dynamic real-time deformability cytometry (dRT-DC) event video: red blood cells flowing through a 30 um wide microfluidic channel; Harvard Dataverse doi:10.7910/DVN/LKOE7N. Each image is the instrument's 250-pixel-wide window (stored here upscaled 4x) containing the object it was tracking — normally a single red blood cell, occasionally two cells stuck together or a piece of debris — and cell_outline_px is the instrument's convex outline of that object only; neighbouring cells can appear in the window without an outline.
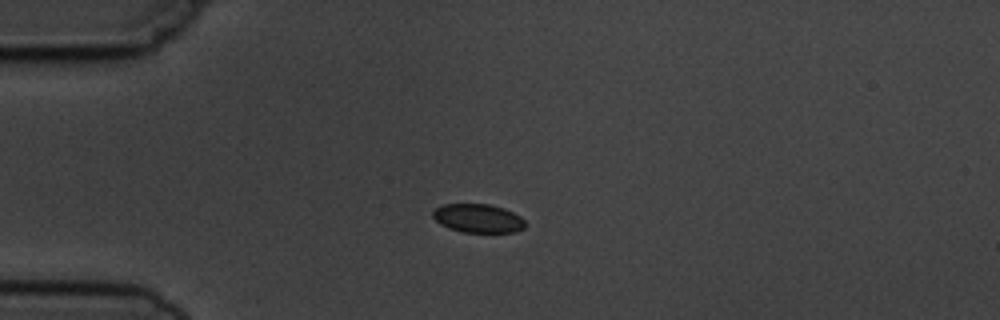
{"species": "common noctule bat (a hibernating species)", "species_latin": "Nyctalus noctula", "temperature_condition": "cold", "stored_images_in_passage": 4, "camera_frame_rate_fps": 3000, "um_per_image_px": 0.085, "animal": {"sex": "male", "body_mass_g": 19.5, "forearm_length_mm": 54.6}, "frame": {"image": 1, "passage_image": 4, "time_ms": 3.667, "image_size_px": [1000, 320], "cell_outline_px": [[524, 228], [516, 232], [464, 232], [448, 228], [440, 224], [432, 216], [432, 212], [436, 208], [444, 204], [488, 204], [504, 208], [520, 216], [524, 220]], "centroid_in_image_um": [40.62, 18.55], "position_along_channel_um": 44.4, "area_um2": 15.37}}